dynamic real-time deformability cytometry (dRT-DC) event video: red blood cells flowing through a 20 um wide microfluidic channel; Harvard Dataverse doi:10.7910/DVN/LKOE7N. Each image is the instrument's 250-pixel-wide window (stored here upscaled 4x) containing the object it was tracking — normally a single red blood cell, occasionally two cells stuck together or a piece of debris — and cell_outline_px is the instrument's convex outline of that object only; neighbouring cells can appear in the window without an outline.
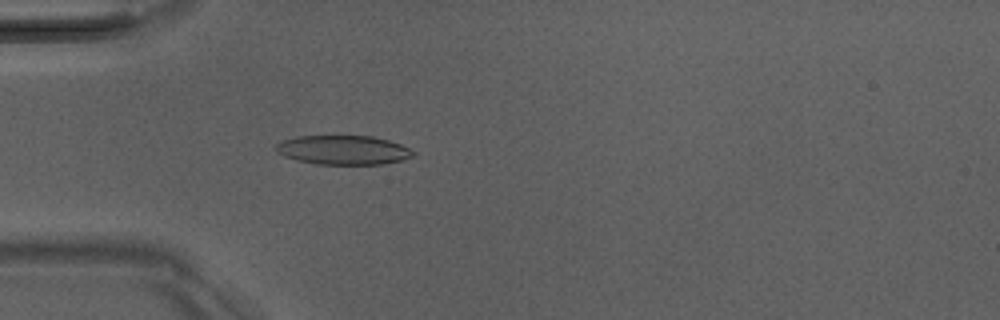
{"species": "Egyptian fruit bat (a non-hibernating species)", "species_latin": "Rousettus aegyptiacus", "temperature_condition": "room temperature", "stored_images_in_passage": 48, "camera_frame_rate_fps": 3000, "um_per_image_px": 0.085, "animal": {"sex": "male"}, "frame": {"image": 1, "passage_image": 13, "time_ms": 4.0, "image_size_px": [1000, 320], "cell_outline_px": [[416, 152], [412, 156], [400, 160], [384, 164], [316, 164], [284, 156], [276, 152], [276, 144], [284, 140], [296, 136], [372, 136], [388, 140], [400, 144]], "centroid_in_image_um": [29.17, 12.74], "position_along_channel_um": 55.8, "area_um2": 23.12}}
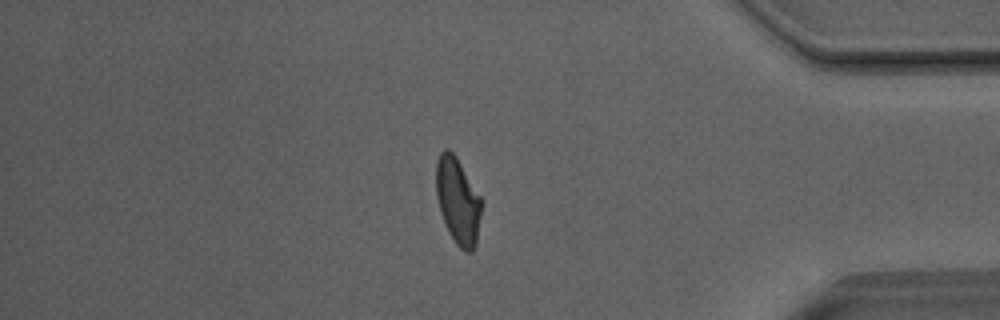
{"frame": {"image": 2, "passage_image": 41, "time_ms": 13.333, "image_size_px": [1000, 320], "cell_outline_px": [[484, 204], [476, 244], [472, 252], [464, 252], [456, 244], [448, 232], [440, 212], [436, 196], [436, 160], [440, 152], [444, 148], [448, 148], [456, 156], [484, 200]], "centroid_in_image_um": [38.95, 17.08], "position_along_channel_um": 396.3, "area_um2": 23.58}}
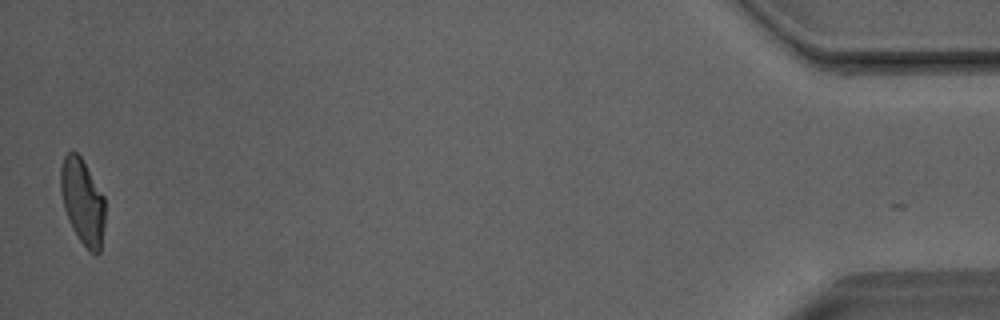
{"frame": {"image": 3, "passage_image": 48, "time_ms": 15.667, "image_size_px": [1000, 320], "cell_outline_px": [[104, 224], [100, 252], [96, 256], [88, 252], [72, 228], [64, 208], [60, 192], [60, 168], [64, 156], [72, 148], [80, 156], [104, 196]], "centroid_in_image_um": [7.01, 17.15], "position_along_channel_um": 428.2, "area_um2": 22.25}, "authors_computed_cell_mechanics": {"area_um2": 23.12, "velocity_mm_per_s": 4.0432, "shape_relaxation_time_tau1_ms": 3.9226, "shape_relaxation_time_tau2_ms": 1.4667, "deformation_change_tau1": 0.1667, "deformation_change_tau2": 0.0761}}